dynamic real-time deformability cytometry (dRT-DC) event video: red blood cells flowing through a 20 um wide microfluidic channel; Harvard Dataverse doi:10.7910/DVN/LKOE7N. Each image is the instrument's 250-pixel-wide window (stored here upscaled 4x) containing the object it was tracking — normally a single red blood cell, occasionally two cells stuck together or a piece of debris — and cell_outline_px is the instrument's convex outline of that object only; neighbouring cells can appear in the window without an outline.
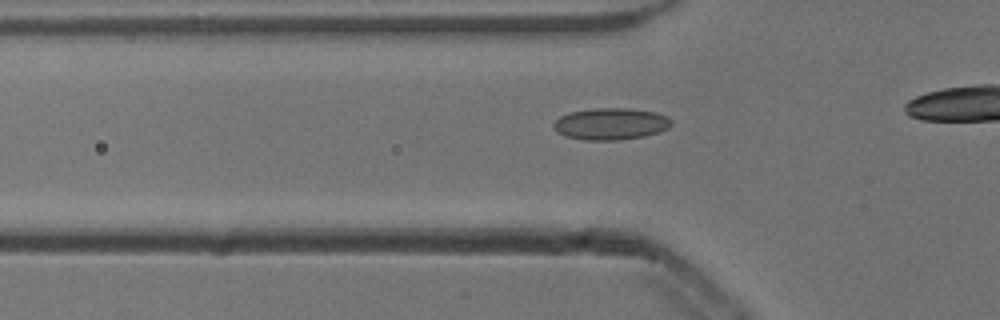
{"species": "common noctule bat (a hibernating species)", "species_latin": "Nyctalus noctula", "temperature_condition": "cold", "stored_images_in_passage": 31, "camera_frame_rate_fps": 3000, "um_per_image_px": 0.085, "animal": {"sex": "male", "body_mass_g": 13.3}, "frame": {"image": 1, "passage_image": 6, "time_ms": 1.667, "image_size_px": [1000, 320], "cell_outline_px": [[672, 124], [668, 128], [660, 132], [644, 136], [616, 140], [584, 140], [564, 136], [556, 132], [552, 128], [552, 124], [560, 116], [572, 112], [596, 108], [628, 108], [656, 112], [668, 116], [672, 120]], "centroid_in_image_um": [51.92, 10.53], "position_along_channel_um": 73.9, "area_um2": 21.96}}
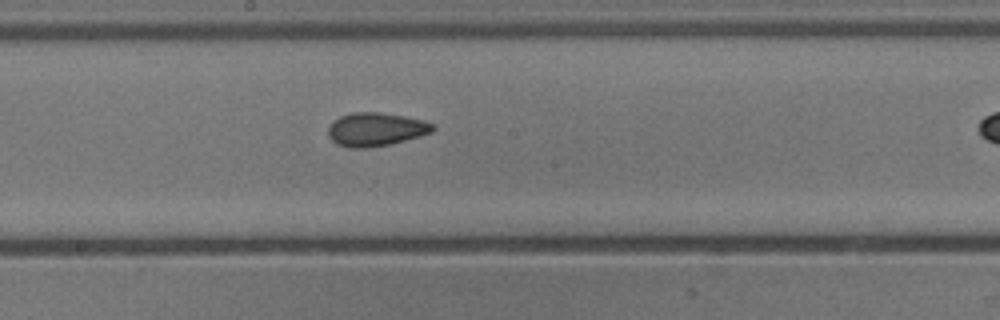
{"frame": {"image": 2, "passage_image": 17, "time_ms": 5.333, "image_size_px": [1000, 320], "cell_outline_px": [[436, 128], [432, 132], [420, 136], [388, 144], [368, 148], [348, 148], [336, 144], [328, 136], [328, 124], [332, 120], [340, 116], [352, 112], [380, 112], [404, 116], [424, 120], [432, 124]], "centroid_in_image_um": [31.9, 10.99], "position_along_channel_um": 216.3, "area_um2": 20.58}}
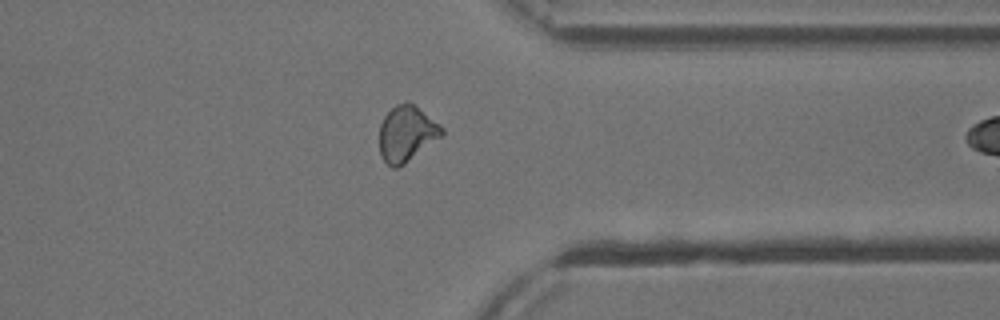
{"frame": {"image": 3, "passage_image": 30, "time_ms": 9.667, "image_size_px": [1000, 320], "cell_outline_px": [[444, 136], [404, 164], [396, 168], [392, 168], [380, 156], [380, 124], [384, 116], [396, 104], [408, 100], [440, 124], [444, 128]], "centroid_in_image_um": [34.59, 11.36], "position_along_channel_um": 376.8, "area_um2": 20.46}}